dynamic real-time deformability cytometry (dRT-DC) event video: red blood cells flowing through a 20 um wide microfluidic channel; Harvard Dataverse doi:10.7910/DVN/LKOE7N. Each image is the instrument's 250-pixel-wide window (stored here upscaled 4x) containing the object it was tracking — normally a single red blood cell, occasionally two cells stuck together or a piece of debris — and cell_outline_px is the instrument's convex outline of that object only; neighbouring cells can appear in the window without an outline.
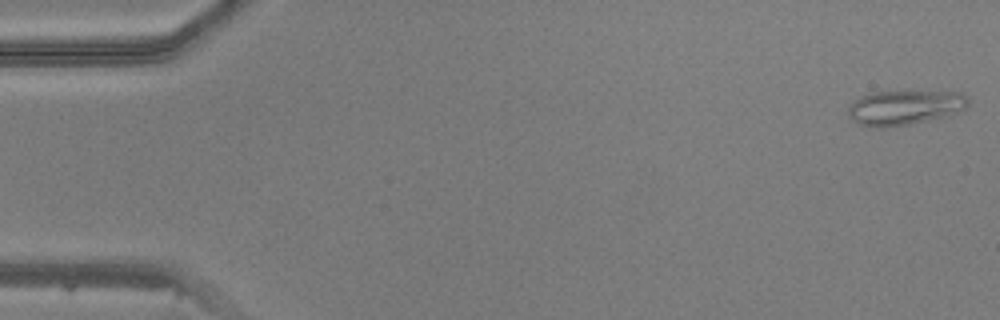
{"species": "common noctule bat (a hibernating species)", "species_latin": "Nyctalus noctula", "temperature_condition": "warm", "stored_images_in_passage": 49, "camera_frame_rate_fps": 3000, "um_per_image_px": 0.085, "animal": {"sex": "male", "body_mass_g": 20.5, "forearm_length_mm": 52.5}, "frame": {"image": 1, "passage_image": 1, "time_ms": 0.0, "image_size_px": [1000, 320], "cell_outline_px": [[968, 104], [964, 108], [948, 116], [908, 124], [880, 128], [876, 128], [860, 124], [848, 116], [848, 108], [860, 96], [872, 92], [904, 88], [908, 88], [964, 92], [968, 100]], "centroid_in_image_um": [76.94, 9.06], "position_along_channel_um": 8.1, "area_um2": 25.32}}
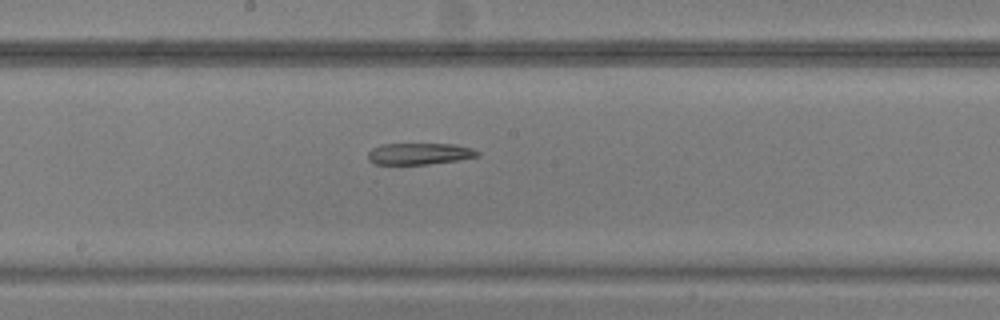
{"frame": {"image": 2, "passage_image": 26, "time_ms": 8.333, "image_size_px": [1000, 320], "cell_outline_px": [[480, 156], [456, 160], [428, 164], [376, 164], [368, 160], [368, 152], [372, 148], [380, 144], [456, 144], [472, 148], [480, 152]], "centroid_in_image_um": [35.65, 13.06], "position_along_channel_um": 212.5, "area_um2": 13.76}}
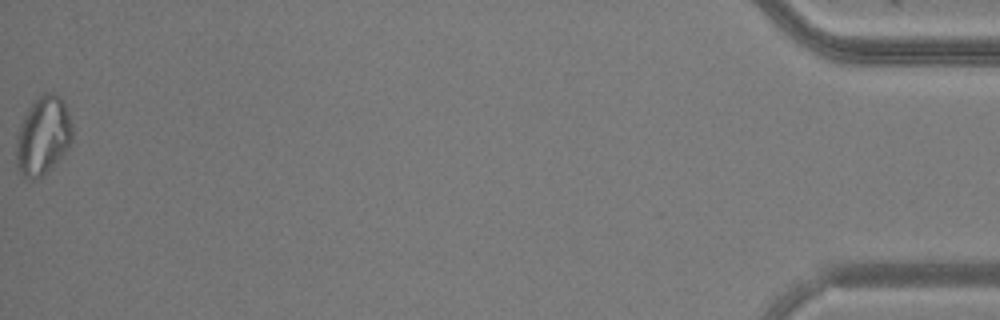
{"frame": {"image": 3, "passage_image": 49, "time_ms": 16.0, "image_size_px": [1000, 320], "cell_outline_px": [[72, 140], [68, 148], [36, 180], [32, 180], [24, 176], [20, 172], [16, 164], [16, 136], [20, 124], [28, 108], [44, 92], [52, 92], [60, 96], [64, 100], [72, 124]], "centroid_in_image_um": [3.65, 11.5], "position_along_channel_um": 431.6, "area_um2": 25.37}}